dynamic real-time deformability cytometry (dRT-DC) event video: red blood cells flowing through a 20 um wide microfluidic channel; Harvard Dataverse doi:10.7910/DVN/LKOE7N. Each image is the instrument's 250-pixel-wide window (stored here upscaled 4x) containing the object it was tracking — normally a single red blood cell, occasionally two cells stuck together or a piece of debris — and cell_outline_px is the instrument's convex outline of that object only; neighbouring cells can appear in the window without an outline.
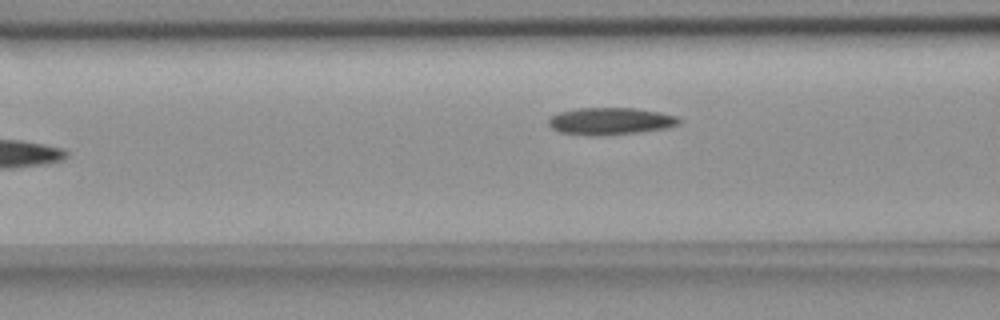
{"species": "common noctule bat (a hibernating species)", "species_latin": "Nyctalus noctula", "temperature_condition": "room temperature", "stored_images_in_passage": 16, "camera_frame_rate_fps": 3000, "um_per_image_px": 0.085, "animal": {"sex": "female", "body_mass_g": 18.4}, "frame": {"image": 1, "passage_image": 14, "time_ms": 4.333, "image_size_px": [1000, 320], "cell_outline_px": [[680, 124], [668, 128], [640, 132], [600, 136], [588, 136], [560, 132], [552, 128], [548, 124], [548, 120], [556, 112], [576, 108], [636, 108], [660, 112], [676, 116], [680, 120]], "centroid_in_image_um": [51.87, 10.3], "position_along_channel_um": 114.7, "area_um2": 20.92}}